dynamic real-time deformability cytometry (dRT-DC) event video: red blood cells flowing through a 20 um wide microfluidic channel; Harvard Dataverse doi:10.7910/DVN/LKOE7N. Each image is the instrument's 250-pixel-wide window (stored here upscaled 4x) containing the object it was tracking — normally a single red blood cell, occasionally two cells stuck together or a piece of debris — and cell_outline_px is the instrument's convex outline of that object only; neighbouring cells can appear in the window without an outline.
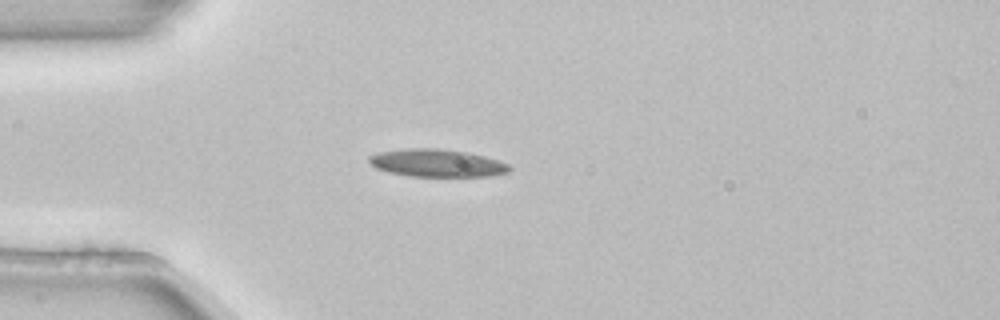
{"species": "common noctule bat (a hibernating species)", "species_latin": "Nyctalus noctula", "temperature_condition": "room temperature", "stored_images_in_passage": 3, "camera_frame_rate_fps": 3000, "um_per_image_px": 0.085, "animal": {"sex": "female", "body_mass_g": 22.7, "forearm_length_mm": 54.2}, "frame": {"image": 1, "passage_image": 3, "time_ms": 0.667, "image_size_px": [1000, 320], "cell_outline_px": [[512, 168], [508, 172], [488, 176], [408, 176], [388, 172], [376, 168], [368, 160], [368, 156], [380, 152], [404, 148], [436, 148], [464, 152], [484, 156], [508, 164]], "centroid_in_image_um": [37.1, 13.86], "position_along_channel_um": 47.9, "area_um2": 22.43}}